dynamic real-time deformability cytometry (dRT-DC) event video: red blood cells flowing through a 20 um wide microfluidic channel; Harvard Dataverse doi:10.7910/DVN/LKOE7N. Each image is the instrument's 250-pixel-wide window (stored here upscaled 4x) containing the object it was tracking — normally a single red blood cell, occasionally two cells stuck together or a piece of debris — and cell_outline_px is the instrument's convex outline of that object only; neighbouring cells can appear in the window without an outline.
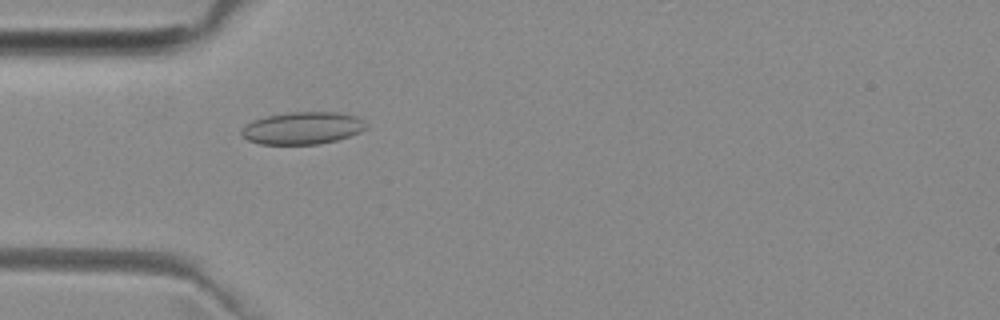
{"species": "common noctule bat (a hibernating species)", "species_latin": "Nyctalus noctula", "temperature_condition": "room temperature", "stored_images_in_passage": 51, "camera_frame_rate_fps": 3000, "um_per_image_px": 0.085, "animal": {"sex": "female", "body_mass_g": 29.2, "forearm_length_mm": 56.3}, "frame": {"image": 1, "passage_image": 15, "time_ms": 4.667, "image_size_px": [1000, 320], "cell_outline_px": [[368, 128], [360, 132], [336, 140], [320, 144], [260, 144], [248, 140], [240, 132], [252, 120], [268, 116], [288, 112], [340, 112], [360, 116], [364, 120]], "centroid_in_image_um": [25.78, 10.88], "position_along_channel_um": 59.2, "area_um2": 23.52}}
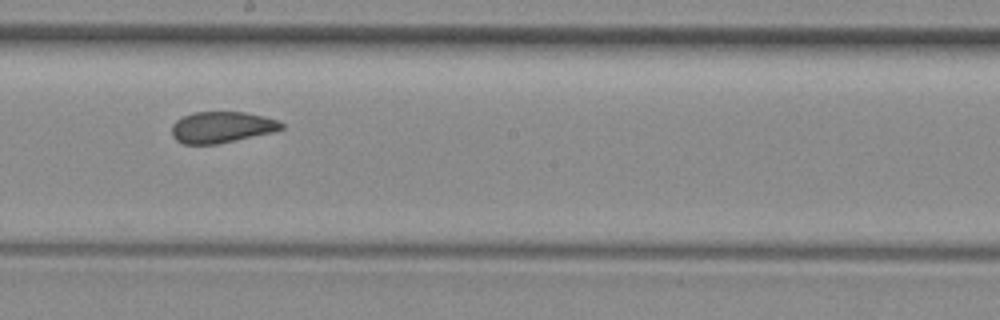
{"frame": {"image": 2, "passage_image": 28, "time_ms": 9.0, "image_size_px": [1000, 320], "cell_outline_px": [[284, 128], [272, 132], [216, 144], [184, 144], [176, 140], [172, 136], [172, 124], [176, 120], [192, 112], [244, 112], [264, 116], [276, 120], [284, 124]], "centroid_in_image_um": [18.82, 10.81], "position_along_channel_um": 229.4, "area_um2": 19.83}}
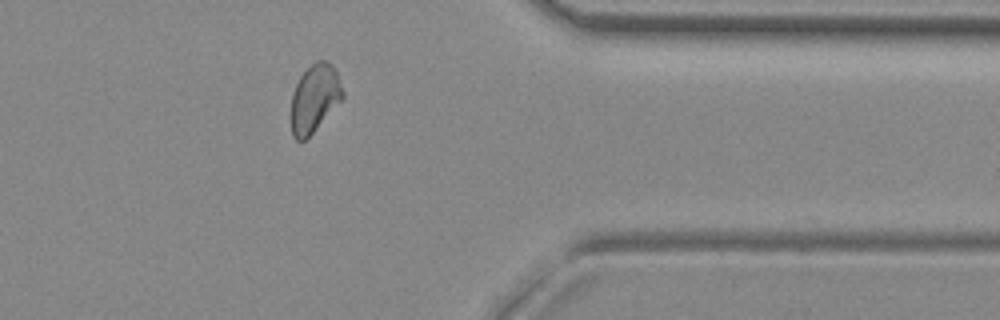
{"frame": {"image": 3, "passage_image": 41, "time_ms": 13.333, "image_size_px": [1000, 320], "cell_outline_px": [[344, 96], [312, 132], [304, 140], [296, 140], [292, 136], [288, 120], [288, 116], [292, 92], [300, 76], [316, 60], [324, 60], [332, 64], [336, 68], [344, 92]], "centroid_in_image_um": [26.68, 8.35], "position_along_channel_um": 384.7, "area_um2": 20.69}, "authors_computed_cell_mechanics": {"area_um2": 21.097, "velocity_mm_per_s": 3.981, "shape_relaxation_time_tau1_ms": null, "shape_relaxation_time_tau2_ms": 1.1473, "deformation_change_tau1": null, "deformation_change_tau2": 0.0693}}